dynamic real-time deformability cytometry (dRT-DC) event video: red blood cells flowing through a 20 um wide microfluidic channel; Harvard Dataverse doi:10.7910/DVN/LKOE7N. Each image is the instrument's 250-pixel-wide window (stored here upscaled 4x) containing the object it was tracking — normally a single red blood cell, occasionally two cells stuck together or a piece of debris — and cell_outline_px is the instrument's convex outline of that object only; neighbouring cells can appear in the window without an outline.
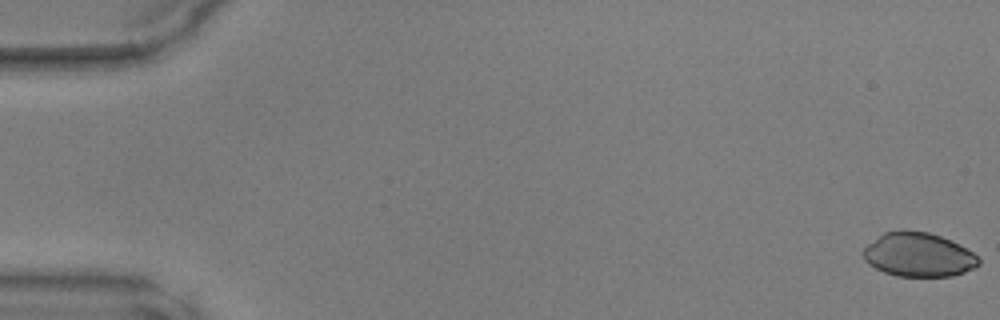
{"species": "common noctule bat (a hibernating species)", "species_latin": "Nyctalus noctula", "temperature_condition": "warm", "stored_images_in_passage": 19, "camera_frame_rate_fps": 3000, "um_per_image_px": 0.085, "animal": {"sex": "male", "body_mass_g": 17.9, "forearm_length_mm": 54.2}, "frame": {"image": 1, "passage_image": 1, "time_ms": 0.0, "image_size_px": [1000, 320], "cell_outline_px": [[980, 264], [964, 272], [952, 276], [896, 276], [884, 272], [868, 264], [864, 260], [860, 252], [868, 244], [884, 232], [904, 228], [928, 232], [940, 236], [972, 252], [980, 260]], "centroid_in_image_um": [78.0, 21.64], "position_along_channel_um": 7.0, "area_um2": 29.65}}
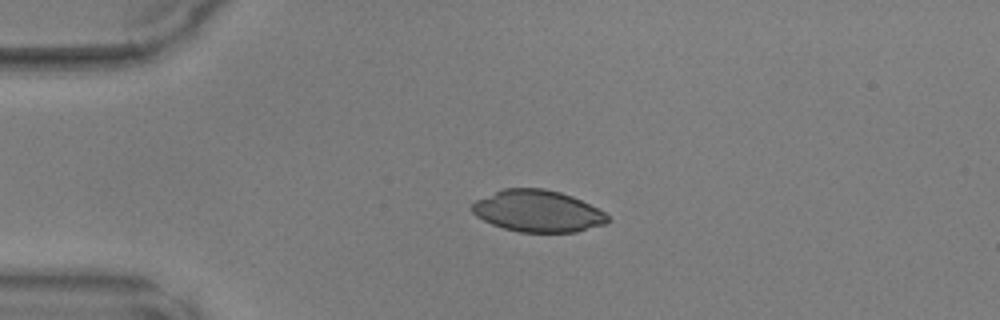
{"frame": {"image": 2, "passage_image": 12, "time_ms": 3.667, "image_size_px": [1000, 320], "cell_outline_px": [[608, 220], [604, 224], [576, 232], [520, 232], [504, 228], [492, 224], [476, 216], [468, 208], [476, 200], [504, 188], [544, 188], [560, 192], [572, 196], [604, 212], [608, 216]], "centroid_in_image_um": [45.67, 17.94], "position_along_channel_um": 39.3, "area_um2": 32.77}}